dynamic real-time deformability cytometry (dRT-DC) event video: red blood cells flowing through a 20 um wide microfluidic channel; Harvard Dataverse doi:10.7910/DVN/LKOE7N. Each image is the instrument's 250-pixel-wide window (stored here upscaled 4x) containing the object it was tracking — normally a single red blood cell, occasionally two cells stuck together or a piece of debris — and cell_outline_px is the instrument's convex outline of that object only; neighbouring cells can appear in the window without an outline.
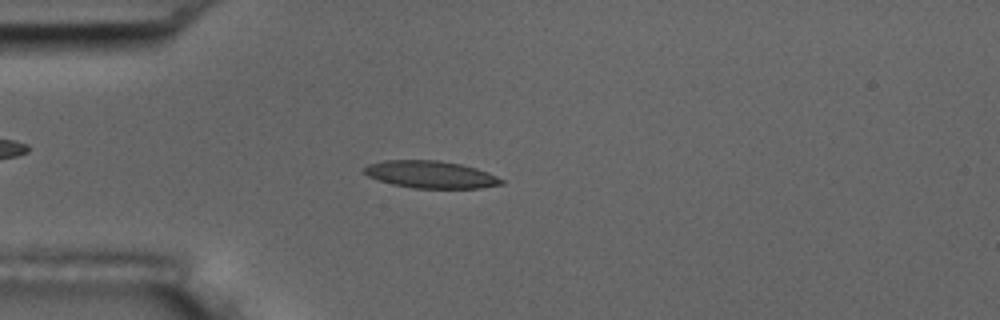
{"species": "common noctule bat (a hibernating species)", "species_latin": "Nyctalus noctula", "temperature_condition": "room temperature", "stored_images_in_passage": 49, "camera_frame_rate_fps": 3000, "um_per_image_px": 0.085, "animal": {"sex": "male", "body_mass_g": 17.5, "forearm_length_mm": 52.3}, "frame": {"image": 1, "passage_image": 9, "time_ms": 2.667, "image_size_px": [1000, 320], "cell_outline_px": [[504, 184], [480, 188], [412, 188], [392, 184], [368, 176], [364, 172], [364, 168], [368, 164], [384, 160], [440, 160], [460, 164], [476, 168], [488, 172], [504, 180]], "centroid_in_image_um": [36.63, 14.83], "position_along_channel_um": 48.4, "area_um2": 21.79}}
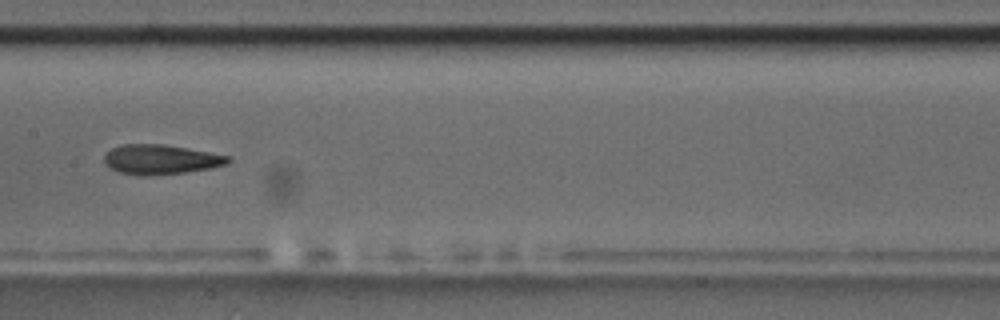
{"frame": {"image": 2, "passage_image": 22, "time_ms": 7.0, "image_size_px": [1000, 320], "cell_outline_px": [[232, 160], [228, 164], [212, 168], [184, 172], [148, 176], [140, 176], [120, 172], [104, 164], [104, 156], [112, 148], [124, 144], [164, 144], [188, 148], [228, 156]], "centroid_in_image_um": [13.67, 13.56], "position_along_channel_um": 193.7, "area_um2": 21.39}}
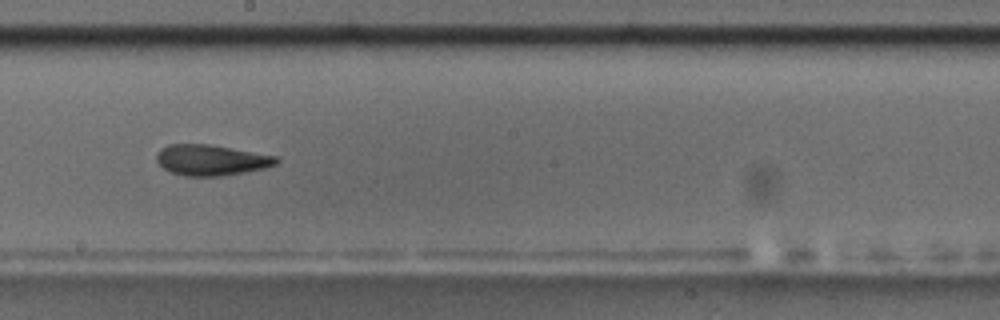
{"frame": {"image": 3, "passage_image": 25, "time_ms": 8.0, "image_size_px": [1000, 320], "cell_outline_px": [[280, 160], [276, 164], [264, 168], [244, 172], [220, 176], [184, 176], [172, 172], [164, 168], [156, 160], [156, 152], [160, 148], [168, 144], [208, 144], [280, 156]], "centroid_in_image_um": [17.96, 13.59], "position_along_channel_um": 230.2, "area_um2": 21.56}, "authors_computed_cell_mechanics": {"area_um2": 21.4438, "velocity_mm_per_s": 3.6738, "shape_relaxation_time_tau1_ms": 3.4404, "shape_relaxation_time_tau2_ms": 2.398, "deformation_change_tau1": 0.1418, "deformation_change_tau2": 0.1058}}